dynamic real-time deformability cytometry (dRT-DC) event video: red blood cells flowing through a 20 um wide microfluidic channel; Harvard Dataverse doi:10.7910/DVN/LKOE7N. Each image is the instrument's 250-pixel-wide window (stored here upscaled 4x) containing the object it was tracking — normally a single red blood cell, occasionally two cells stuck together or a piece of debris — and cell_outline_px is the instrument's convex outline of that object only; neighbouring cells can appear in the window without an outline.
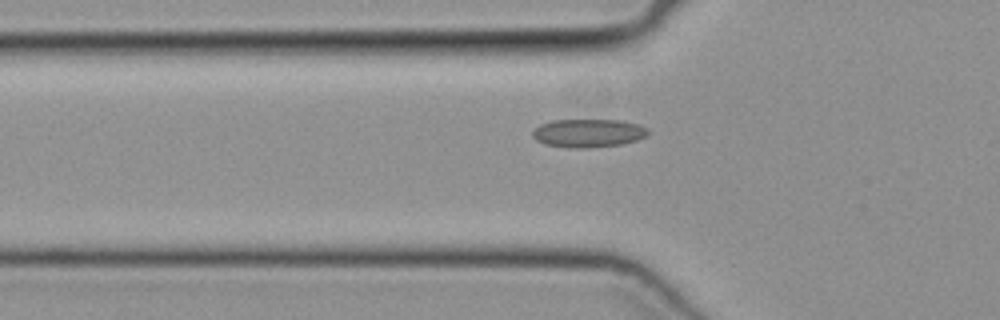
{"species": "common noctule bat (a hibernating species)", "species_latin": "Nyctalus noctula", "temperature_condition": "cold", "stored_images_in_passage": 37, "camera_frame_rate_fps": 3000, "um_per_image_px": 0.085, "animal": {"sex": "female", "body_mass_g": 19.3, "forearm_length_mm": 54.1}, "frame": {"image": 1, "passage_image": 9, "time_ms": 2.667, "image_size_px": [1000, 320], "cell_outline_px": [[648, 132], [644, 136], [636, 140], [620, 144], [580, 148], [548, 144], [536, 140], [532, 136], [532, 132], [540, 124], [552, 120], [620, 120], [636, 124], [648, 128]], "centroid_in_image_um": [49.99, 11.29], "position_along_channel_um": 75.8, "area_um2": 18.55}}
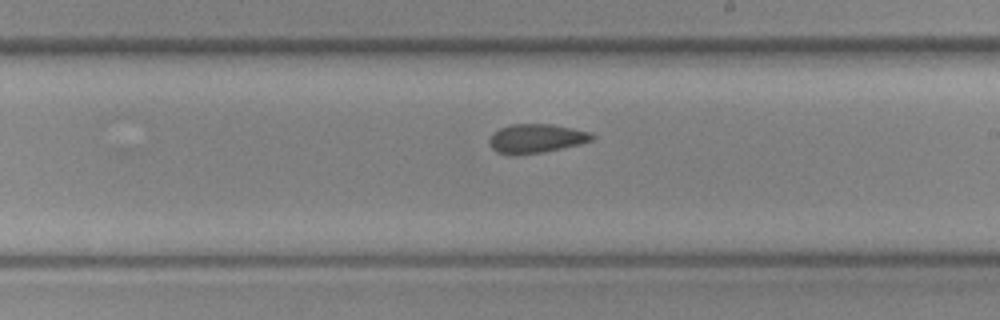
{"frame": {"image": 2, "passage_image": 21, "time_ms": 6.667, "image_size_px": [1000, 320], "cell_outline_px": [[596, 136], [592, 140], [580, 144], [540, 152], [512, 156], [496, 152], [492, 148], [488, 140], [500, 128], [512, 124], [552, 124], [592, 132]], "centroid_in_image_um": [45.59, 11.77], "position_along_channel_um": 243.4, "area_um2": 17.28}}
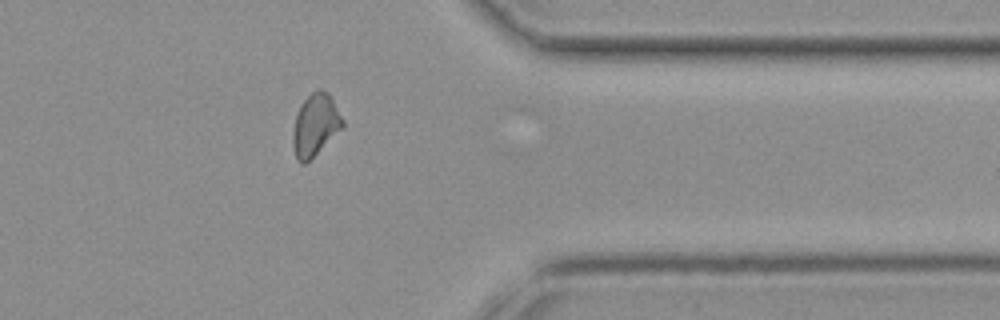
{"frame": {"image": 3, "passage_image": 32, "time_ms": 10.333, "image_size_px": [1000, 320], "cell_outline_px": [[344, 128], [304, 164], [300, 164], [296, 160], [292, 144], [292, 132], [296, 116], [300, 104], [316, 88], [320, 88], [328, 92], [332, 96], [344, 120]], "centroid_in_image_um": [26.82, 10.6], "position_along_channel_um": 384.6, "area_um2": 18.32}}